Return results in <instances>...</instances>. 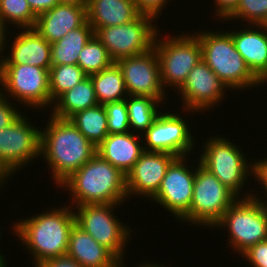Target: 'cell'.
I'll use <instances>...</instances> for the list:
<instances>
[{
	"label": "cell",
	"mask_w": 267,
	"mask_h": 267,
	"mask_svg": "<svg viewBox=\"0 0 267 267\" xmlns=\"http://www.w3.org/2000/svg\"><path fill=\"white\" fill-rule=\"evenodd\" d=\"M48 121L41 130L40 156L44 155L59 186L97 153V147L68 119L51 115Z\"/></svg>",
	"instance_id": "6da1fadb"
},
{
	"label": "cell",
	"mask_w": 267,
	"mask_h": 267,
	"mask_svg": "<svg viewBox=\"0 0 267 267\" xmlns=\"http://www.w3.org/2000/svg\"><path fill=\"white\" fill-rule=\"evenodd\" d=\"M66 206L14 223L13 232L27 246L29 253L32 252L35 267L46 259L67 254L69 235L76 218L74 208Z\"/></svg>",
	"instance_id": "7a4b0ae2"
},
{
	"label": "cell",
	"mask_w": 267,
	"mask_h": 267,
	"mask_svg": "<svg viewBox=\"0 0 267 267\" xmlns=\"http://www.w3.org/2000/svg\"><path fill=\"white\" fill-rule=\"evenodd\" d=\"M60 187H65L72 194V207L86 204H121L128 199L126 175L97 153L64 180L58 188Z\"/></svg>",
	"instance_id": "3957f363"
},
{
	"label": "cell",
	"mask_w": 267,
	"mask_h": 267,
	"mask_svg": "<svg viewBox=\"0 0 267 267\" xmlns=\"http://www.w3.org/2000/svg\"><path fill=\"white\" fill-rule=\"evenodd\" d=\"M202 49V60L219 77L227 89L254 88L262 82L251 72L236 50L229 32L211 30L196 32ZM243 88V89H242Z\"/></svg>",
	"instance_id": "277c9868"
},
{
	"label": "cell",
	"mask_w": 267,
	"mask_h": 267,
	"mask_svg": "<svg viewBox=\"0 0 267 267\" xmlns=\"http://www.w3.org/2000/svg\"><path fill=\"white\" fill-rule=\"evenodd\" d=\"M238 198L213 226L229 230L230 246L241 255L250 247L267 240V203L246 194Z\"/></svg>",
	"instance_id": "5b68a950"
},
{
	"label": "cell",
	"mask_w": 267,
	"mask_h": 267,
	"mask_svg": "<svg viewBox=\"0 0 267 267\" xmlns=\"http://www.w3.org/2000/svg\"><path fill=\"white\" fill-rule=\"evenodd\" d=\"M198 161L238 198L247 177L251 174L253 176L254 172V164L248 163L239 145L237 147L235 143L221 136H214L206 141Z\"/></svg>",
	"instance_id": "8992f818"
},
{
	"label": "cell",
	"mask_w": 267,
	"mask_h": 267,
	"mask_svg": "<svg viewBox=\"0 0 267 267\" xmlns=\"http://www.w3.org/2000/svg\"><path fill=\"white\" fill-rule=\"evenodd\" d=\"M158 33L153 48L159 61L162 85L164 89L168 86L178 89L188 77L189 72L202 59L199 39L195 34L189 35L187 32L177 35V38L173 36L160 40L157 38Z\"/></svg>",
	"instance_id": "52a82bcc"
},
{
	"label": "cell",
	"mask_w": 267,
	"mask_h": 267,
	"mask_svg": "<svg viewBox=\"0 0 267 267\" xmlns=\"http://www.w3.org/2000/svg\"><path fill=\"white\" fill-rule=\"evenodd\" d=\"M237 199L231 190L198 162L189 210L190 224L213 228Z\"/></svg>",
	"instance_id": "ba28073f"
},
{
	"label": "cell",
	"mask_w": 267,
	"mask_h": 267,
	"mask_svg": "<svg viewBox=\"0 0 267 267\" xmlns=\"http://www.w3.org/2000/svg\"><path fill=\"white\" fill-rule=\"evenodd\" d=\"M153 16L141 13L136 19L117 26L99 28L94 34L114 62L148 52L153 48L157 26ZM155 25V26H154Z\"/></svg>",
	"instance_id": "9c48e42d"
},
{
	"label": "cell",
	"mask_w": 267,
	"mask_h": 267,
	"mask_svg": "<svg viewBox=\"0 0 267 267\" xmlns=\"http://www.w3.org/2000/svg\"><path fill=\"white\" fill-rule=\"evenodd\" d=\"M120 204H86L76 206V224L93 237L99 244L109 249L121 262L124 248L130 241L131 228L114 217L113 209ZM123 256V257H122Z\"/></svg>",
	"instance_id": "30bf717a"
},
{
	"label": "cell",
	"mask_w": 267,
	"mask_h": 267,
	"mask_svg": "<svg viewBox=\"0 0 267 267\" xmlns=\"http://www.w3.org/2000/svg\"><path fill=\"white\" fill-rule=\"evenodd\" d=\"M2 90L16 102L40 109L51 106L49 70L29 64H2L0 68ZM4 87V88H3Z\"/></svg>",
	"instance_id": "8fae6325"
},
{
	"label": "cell",
	"mask_w": 267,
	"mask_h": 267,
	"mask_svg": "<svg viewBox=\"0 0 267 267\" xmlns=\"http://www.w3.org/2000/svg\"><path fill=\"white\" fill-rule=\"evenodd\" d=\"M31 125L21 114L10 126L0 129V162L11 174L40 155L42 129Z\"/></svg>",
	"instance_id": "7c38bea8"
},
{
	"label": "cell",
	"mask_w": 267,
	"mask_h": 267,
	"mask_svg": "<svg viewBox=\"0 0 267 267\" xmlns=\"http://www.w3.org/2000/svg\"><path fill=\"white\" fill-rule=\"evenodd\" d=\"M187 157H176L162 179L157 193L152 197L162 207H165L173 216L189 222V210L193 198V186L196 175L195 170L191 171L188 164L185 166Z\"/></svg>",
	"instance_id": "4fadbf2b"
},
{
	"label": "cell",
	"mask_w": 267,
	"mask_h": 267,
	"mask_svg": "<svg viewBox=\"0 0 267 267\" xmlns=\"http://www.w3.org/2000/svg\"><path fill=\"white\" fill-rule=\"evenodd\" d=\"M128 95L166 100L159 61L154 48L140 55L118 60Z\"/></svg>",
	"instance_id": "5bb4252c"
},
{
	"label": "cell",
	"mask_w": 267,
	"mask_h": 267,
	"mask_svg": "<svg viewBox=\"0 0 267 267\" xmlns=\"http://www.w3.org/2000/svg\"><path fill=\"white\" fill-rule=\"evenodd\" d=\"M181 115L161 112L154 123L144 132L145 151L165 152L176 157L187 156L193 151L194 141L186 121ZM147 146V147H146Z\"/></svg>",
	"instance_id": "9a60e30c"
},
{
	"label": "cell",
	"mask_w": 267,
	"mask_h": 267,
	"mask_svg": "<svg viewBox=\"0 0 267 267\" xmlns=\"http://www.w3.org/2000/svg\"><path fill=\"white\" fill-rule=\"evenodd\" d=\"M225 88L228 90L219 77L201 59L176 90L180 91L178 93L182 97L181 101H184L182 103L185 110L202 112L204 109L206 111L215 105L217 106L223 100Z\"/></svg>",
	"instance_id": "2e32d148"
},
{
	"label": "cell",
	"mask_w": 267,
	"mask_h": 267,
	"mask_svg": "<svg viewBox=\"0 0 267 267\" xmlns=\"http://www.w3.org/2000/svg\"><path fill=\"white\" fill-rule=\"evenodd\" d=\"M175 158L173 154L144 150L126 175L128 197L134 194L135 197L142 195L152 198L159 190L167 168Z\"/></svg>",
	"instance_id": "e0dca14e"
},
{
	"label": "cell",
	"mask_w": 267,
	"mask_h": 267,
	"mask_svg": "<svg viewBox=\"0 0 267 267\" xmlns=\"http://www.w3.org/2000/svg\"><path fill=\"white\" fill-rule=\"evenodd\" d=\"M87 21V8L72 4H57L37 16L34 29L50 44L63 38L70 30Z\"/></svg>",
	"instance_id": "ac0fdd59"
},
{
	"label": "cell",
	"mask_w": 267,
	"mask_h": 267,
	"mask_svg": "<svg viewBox=\"0 0 267 267\" xmlns=\"http://www.w3.org/2000/svg\"><path fill=\"white\" fill-rule=\"evenodd\" d=\"M247 26L245 30L228 31L236 50L241 54L251 72L262 82H267V30L263 25ZM259 29V30H258ZM261 29V30H260ZM238 30V31H237Z\"/></svg>",
	"instance_id": "d6986e66"
},
{
	"label": "cell",
	"mask_w": 267,
	"mask_h": 267,
	"mask_svg": "<svg viewBox=\"0 0 267 267\" xmlns=\"http://www.w3.org/2000/svg\"><path fill=\"white\" fill-rule=\"evenodd\" d=\"M16 35L10 46L11 55L5 56L2 64H29L50 70L51 44L34 28L23 29Z\"/></svg>",
	"instance_id": "ffe728a7"
},
{
	"label": "cell",
	"mask_w": 267,
	"mask_h": 267,
	"mask_svg": "<svg viewBox=\"0 0 267 267\" xmlns=\"http://www.w3.org/2000/svg\"><path fill=\"white\" fill-rule=\"evenodd\" d=\"M67 255L83 267H121V262L109 249L99 244L76 223L69 235Z\"/></svg>",
	"instance_id": "44dd1931"
},
{
	"label": "cell",
	"mask_w": 267,
	"mask_h": 267,
	"mask_svg": "<svg viewBox=\"0 0 267 267\" xmlns=\"http://www.w3.org/2000/svg\"><path fill=\"white\" fill-rule=\"evenodd\" d=\"M139 138L132 132L108 134L97 146V154L127 175L144 151Z\"/></svg>",
	"instance_id": "7402d4cb"
},
{
	"label": "cell",
	"mask_w": 267,
	"mask_h": 267,
	"mask_svg": "<svg viewBox=\"0 0 267 267\" xmlns=\"http://www.w3.org/2000/svg\"><path fill=\"white\" fill-rule=\"evenodd\" d=\"M140 14L134 0H89L87 6V20L94 33L102 27L128 23Z\"/></svg>",
	"instance_id": "603a6c76"
},
{
	"label": "cell",
	"mask_w": 267,
	"mask_h": 267,
	"mask_svg": "<svg viewBox=\"0 0 267 267\" xmlns=\"http://www.w3.org/2000/svg\"><path fill=\"white\" fill-rule=\"evenodd\" d=\"M55 102L50 115L60 119H69L76 112L99 104L90 76L67 90Z\"/></svg>",
	"instance_id": "cb8c5ba5"
},
{
	"label": "cell",
	"mask_w": 267,
	"mask_h": 267,
	"mask_svg": "<svg viewBox=\"0 0 267 267\" xmlns=\"http://www.w3.org/2000/svg\"><path fill=\"white\" fill-rule=\"evenodd\" d=\"M93 35V28L87 20L82 26L70 30L62 39L52 43V65H77L79 53Z\"/></svg>",
	"instance_id": "d4e9b609"
},
{
	"label": "cell",
	"mask_w": 267,
	"mask_h": 267,
	"mask_svg": "<svg viewBox=\"0 0 267 267\" xmlns=\"http://www.w3.org/2000/svg\"><path fill=\"white\" fill-rule=\"evenodd\" d=\"M90 78L99 104L105 105L128 97L122 71L116 62Z\"/></svg>",
	"instance_id": "484cf974"
},
{
	"label": "cell",
	"mask_w": 267,
	"mask_h": 267,
	"mask_svg": "<svg viewBox=\"0 0 267 267\" xmlns=\"http://www.w3.org/2000/svg\"><path fill=\"white\" fill-rule=\"evenodd\" d=\"M96 147L108 135V121L104 105L76 112L68 119Z\"/></svg>",
	"instance_id": "4316f807"
},
{
	"label": "cell",
	"mask_w": 267,
	"mask_h": 267,
	"mask_svg": "<svg viewBox=\"0 0 267 267\" xmlns=\"http://www.w3.org/2000/svg\"><path fill=\"white\" fill-rule=\"evenodd\" d=\"M130 131L133 133H144L157 119L161 113L157 109L158 104L163 101H158L152 97L131 96L125 99ZM132 129V130H131ZM135 130V131H134Z\"/></svg>",
	"instance_id": "83f0119b"
},
{
	"label": "cell",
	"mask_w": 267,
	"mask_h": 267,
	"mask_svg": "<svg viewBox=\"0 0 267 267\" xmlns=\"http://www.w3.org/2000/svg\"><path fill=\"white\" fill-rule=\"evenodd\" d=\"M86 77L78 65H52L49 70L51 104Z\"/></svg>",
	"instance_id": "f1b7e54d"
},
{
	"label": "cell",
	"mask_w": 267,
	"mask_h": 267,
	"mask_svg": "<svg viewBox=\"0 0 267 267\" xmlns=\"http://www.w3.org/2000/svg\"><path fill=\"white\" fill-rule=\"evenodd\" d=\"M114 63L108 50L95 36L87 42L79 53L77 65L85 72L87 76L99 73Z\"/></svg>",
	"instance_id": "f546056e"
},
{
	"label": "cell",
	"mask_w": 267,
	"mask_h": 267,
	"mask_svg": "<svg viewBox=\"0 0 267 267\" xmlns=\"http://www.w3.org/2000/svg\"><path fill=\"white\" fill-rule=\"evenodd\" d=\"M0 19L5 26L12 23L17 28L31 29L35 26L37 16L27 0H0Z\"/></svg>",
	"instance_id": "4dcf8cb0"
},
{
	"label": "cell",
	"mask_w": 267,
	"mask_h": 267,
	"mask_svg": "<svg viewBox=\"0 0 267 267\" xmlns=\"http://www.w3.org/2000/svg\"><path fill=\"white\" fill-rule=\"evenodd\" d=\"M229 19H241L250 25H263L267 20V0H240L236 10L226 20Z\"/></svg>",
	"instance_id": "1f68e13d"
},
{
	"label": "cell",
	"mask_w": 267,
	"mask_h": 267,
	"mask_svg": "<svg viewBox=\"0 0 267 267\" xmlns=\"http://www.w3.org/2000/svg\"><path fill=\"white\" fill-rule=\"evenodd\" d=\"M107 121L108 134H122L130 132L128 110L126 101L120 100L104 105Z\"/></svg>",
	"instance_id": "d6a6232c"
},
{
	"label": "cell",
	"mask_w": 267,
	"mask_h": 267,
	"mask_svg": "<svg viewBox=\"0 0 267 267\" xmlns=\"http://www.w3.org/2000/svg\"><path fill=\"white\" fill-rule=\"evenodd\" d=\"M1 90V89H0ZM0 91V129L10 126L21 115L20 110L8 101V94ZM5 94V95H4ZM18 110V111H17Z\"/></svg>",
	"instance_id": "836d02e7"
},
{
	"label": "cell",
	"mask_w": 267,
	"mask_h": 267,
	"mask_svg": "<svg viewBox=\"0 0 267 267\" xmlns=\"http://www.w3.org/2000/svg\"><path fill=\"white\" fill-rule=\"evenodd\" d=\"M242 255L252 267H267V240L255 244Z\"/></svg>",
	"instance_id": "e575fe53"
},
{
	"label": "cell",
	"mask_w": 267,
	"mask_h": 267,
	"mask_svg": "<svg viewBox=\"0 0 267 267\" xmlns=\"http://www.w3.org/2000/svg\"><path fill=\"white\" fill-rule=\"evenodd\" d=\"M168 1L170 0H134L141 13L153 16L155 19L162 13Z\"/></svg>",
	"instance_id": "d590c367"
},
{
	"label": "cell",
	"mask_w": 267,
	"mask_h": 267,
	"mask_svg": "<svg viewBox=\"0 0 267 267\" xmlns=\"http://www.w3.org/2000/svg\"><path fill=\"white\" fill-rule=\"evenodd\" d=\"M254 172H253V176L254 178H257L256 180L259 181L261 185H263V189L266 192V197H267V158H265L264 160H260L259 161L255 160L254 161ZM252 197L259 200V201H263L265 204L267 203V200H260L259 197L257 198L256 194L253 193ZM267 199V198H266Z\"/></svg>",
	"instance_id": "8d00e7d4"
},
{
	"label": "cell",
	"mask_w": 267,
	"mask_h": 267,
	"mask_svg": "<svg viewBox=\"0 0 267 267\" xmlns=\"http://www.w3.org/2000/svg\"><path fill=\"white\" fill-rule=\"evenodd\" d=\"M36 267H83V266L79 264L75 259L66 254L64 256H58L46 259Z\"/></svg>",
	"instance_id": "74e56055"
},
{
	"label": "cell",
	"mask_w": 267,
	"mask_h": 267,
	"mask_svg": "<svg viewBox=\"0 0 267 267\" xmlns=\"http://www.w3.org/2000/svg\"><path fill=\"white\" fill-rule=\"evenodd\" d=\"M215 6V13L218 18L227 19L235 10L240 0H213Z\"/></svg>",
	"instance_id": "f35d334b"
},
{
	"label": "cell",
	"mask_w": 267,
	"mask_h": 267,
	"mask_svg": "<svg viewBox=\"0 0 267 267\" xmlns=\"http://www.w3.org/2000/svg\"><path fill=\"white\" fill-rule=\"evenodd\" d=\"M32 12L39 16L40 14L52 9L59 4L58 0H27Z\"/></svg>",
	"instance_id": "ab89813d"
},
{
	"label": "cell",
	"mask_w": 267,
	"mask_h": 267,
	"mask_svg": "<svg viewBox=\"0 0 267 267\" xmlns=\"http://www.w3.org/2000/svg\"><path fill=\"white\" fill-rule=\"evenodd\" d=\"M6 27L7 26H5L4 22L0 19V54H2V55H3L2 51L7 46V44H6L7 38H5V37H7V35L5 36V34H7V30H5ZM0 58H1V60H0V68H1V65L4 61V55L3 56L0 55Z\"/></svg>",
	"instance_id": "60d3db41"
},
{
	"label": "cell",
	"mask_w": 267,
	"mask_h": 267,
	"mask_svg": "<svg viewBox=\"0 0 267 267\" xmlns=\"http://www.w3.org/2000/svg\"><path fill=\"white\" fill-rule=\"evenodd\" d=\"M11 172L0 162V187L6 185V179H10Z\"/></svg>",
	"instance_id": "b9f144b4"
},
{
	"label": "cell",
	"mask_w": 267,
	"mask_h": 267,
	"mask_svg": "<svg viewBox=\"0 0 267 267\" xmlns=\"http://www.w3.org/2000/svg\"><path fill=\"white\" fill-rule=\"evenodd\" d=\"M58 2L59 4H72L87 8L89 0H58Z\"/></svg>",
	"instance_id": "7bdbcfd3"
},
{
	"label": "cell",
	"mask_w": 267,
	"mask_h": 267,
	"mask_svg": "<svg viewBox=\"0 0 267 267\" xmlns=\"http://www.w3.org/2000/svg\"><path fill=\"white\" fill-rule=\"evenodd\" d=\"M138 267H164V266H162V264L161 265H158V264H145V262L142 264V265H140V266H138Z\"/></svg>",
	"instance_id": "ee69618b"
},
{
	"label": "cell",
	"mask_w": 267,
	"mask_h": 267,
	"mask_svg": "<svg viewBox=\"0 0 267 267\" xmlns=\"http://www.w3.org/2000/svg\"><path fill=\"white\" fill-rule=\"evenodd\" d=\"M5 262V257H0V267H6Z\"/></svg>",
	"instance_id": "f6af8a7d"
},
{
	"label": "cell",
	"mask_w": 267,
	"mask_h": 267,
	"mask_svg": "<svg viewBox=\"0 0 267 267\" xmlns=\"http://www.w3.org/2000/svg\"><path fill=\"white\" fill-rule=\"evenodd\" d=\"M263 26H264L265 29L267 30V20L265 21V23L263 24Z\"/></svg>",
	"instance_id": "bcb514c9"
},
{
	"label": "cell",
	"mask_w": 267,
	"mask_h": 267,
	"mask_svg": "<svg viewBox=\"0 0 267 267\" xmlns=\"http://www.w3.org/2000/svg\"><path fill=\"white\" fill-rule=\"evenodd\" d=\"M0 231H1V229H0ZM0 237H1V232H0ZM0 257H4V256H2V254L0 253Z\"/></svg>",
	"instance_id": "7dc6e473"
}]
</instances>
